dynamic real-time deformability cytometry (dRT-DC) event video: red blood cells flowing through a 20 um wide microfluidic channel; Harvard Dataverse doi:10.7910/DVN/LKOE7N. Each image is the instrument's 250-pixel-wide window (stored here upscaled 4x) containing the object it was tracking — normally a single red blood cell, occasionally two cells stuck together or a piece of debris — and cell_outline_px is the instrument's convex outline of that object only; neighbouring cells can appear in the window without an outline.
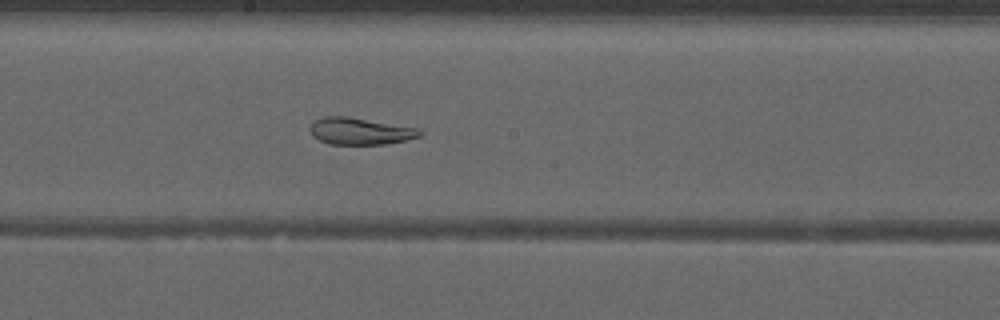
{"species": "common noctule bat (a hibernating species)", "species_latin": "Nyctalus noctula", "temperature_condition": "warm", "stored_images_in_passage": 38, "camera_frame_rate_fps": 3000, "um_per_image_px": 0.085, "animal": {"sex": "male", "forearm_length_mm": 52.5}, "frame": {"image": 1, "passage_image": 21, "time_ms": 6.667, "image_size_px": [1000, 320], "cell_outline_px": [[424, 132], [420, 136], [404, 140], [384, 144], [332, 144], [320, 140], [312, 136], [308, 128], [312, 120], [324, 116], [344, 116], [416, 128]], "centroid_in_image_um": [30.53, 11.14], "position_along_channel_um": 217.7, "area_um2": 16.99}}
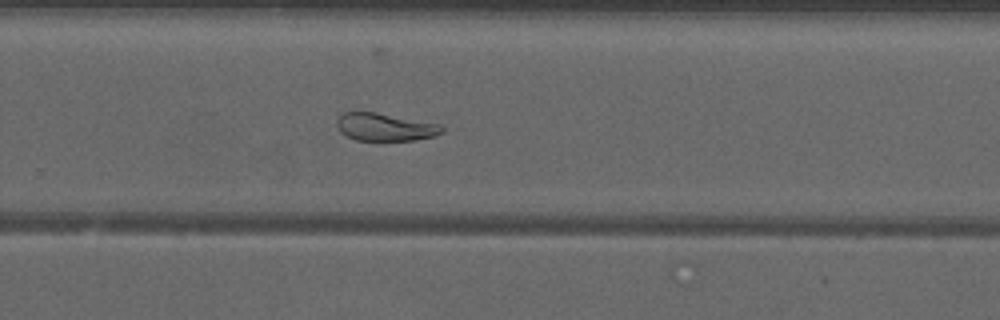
{"frame": {"image": 2, "passage_image": 27, "time_ms": 8.667, "image_size_px": [1000, 320], "cell_outline_px": [[444, 132], [432, 136], [412, 140], [356, 140], [340, 132], [336, 124], [336, 120], [344, 112], [376, 112], [440, 124], [444, 128]], "centroid_in_image_um": [32.72, 10.79], "position_along_channel_um": 297.1, "area_um2": 16.82}}
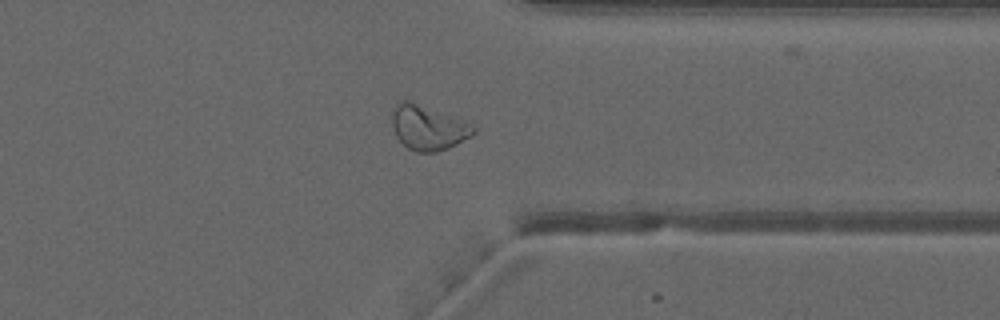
{"frame": {"image": 3, "passage_image": 33, "time_ms": 10.667, "image_size_px": [1000, 320], "cell_outline_px": [[476, 132], [456, 144], [448, 148], [436, 152], [416, 152], [408, 148], [396, 136], [392, 124], [392, 112], [396, 104], [400, 100], [408, 100], [464, 120], [476, 128]], "centroid_in_image_um": [36.37, 10.85], "position_along_channel_um": 375.0, "area_um2": 20.98}, "authors_computed_cell_mechanics": {"area_um2": 20.8658, "velocity_mm_per_s": 3.9911, "shape_relaxation_time_tau1_ms": null, "shape_relaxation_time_tau2_ms": 2.1599, "deformation_change_tau1": null, "deformation_change_tau2": 0.0632}}